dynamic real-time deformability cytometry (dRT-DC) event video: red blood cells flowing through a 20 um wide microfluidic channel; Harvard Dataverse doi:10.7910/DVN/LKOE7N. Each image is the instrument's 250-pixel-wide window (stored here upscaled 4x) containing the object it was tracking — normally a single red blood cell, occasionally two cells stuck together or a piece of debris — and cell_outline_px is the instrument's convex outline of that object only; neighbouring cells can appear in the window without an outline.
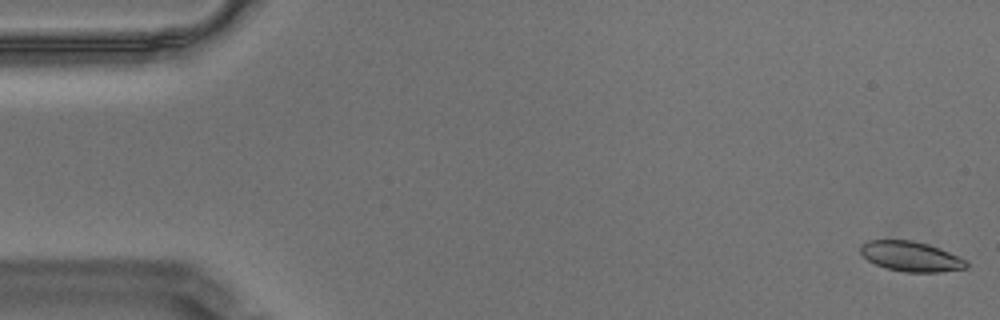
{"species": "Egyptian fruit bat (a non-hibernating species)", "species_latin": "Rousettus aegyptiacus", "temperature_condition": "warm", "stored_images_in_passage": 11, "camera_frame_rate_fps": 3000, "um_per_image_px": 0.085, "animal": {"sex": "male"}, "frame": {"image": 1, "passage_image": 1, "time_ms": 0.0, "image_size_px": [1000, 320], "cell_outline_px": [[968, 268], [940, 272], [904, 272], [888, 268], [876, 264], [868, 260], [860, 252], [860, 244], [868, 240], [912, 240], [928, 244], [940, 248], [968, 260]], "centroid_in_image_um": [77.46, 21.79], "position_along_channel_um": 7.5, "area_um2": 18.61}}